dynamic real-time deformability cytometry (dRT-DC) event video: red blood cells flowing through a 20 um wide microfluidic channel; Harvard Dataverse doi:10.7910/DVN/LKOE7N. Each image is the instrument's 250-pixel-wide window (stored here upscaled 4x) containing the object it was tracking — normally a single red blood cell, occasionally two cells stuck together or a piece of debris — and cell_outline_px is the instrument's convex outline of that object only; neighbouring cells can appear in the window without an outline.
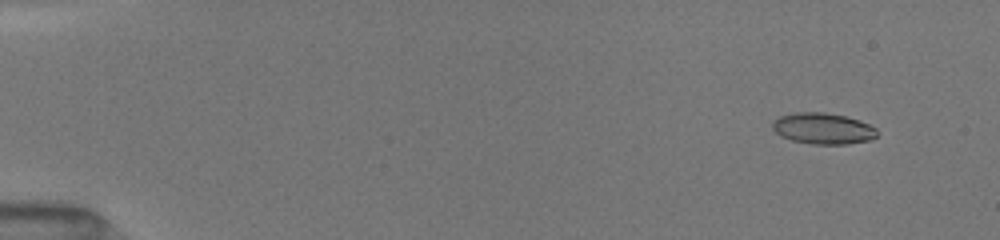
{"species": "common noctule bat (a hibernating species)", "species_latin": "Nyctalus noctula", "temperature_condition": "room temperature", "stored_images_in_passage": 8, "camera_frame_rate_fps": 3000, "um_per_image_px": 0.085, "animal": {"sex": "female", "body_mass_g": 19.5, "forearm_length_mm": 54.1}, "frame": {"image": 1, "passage_image": 2, "time_ms": 1.0, "image_size_px": [1000, 240], "cell_outline_px": [[876, 136], [872, 140], [848, 144], [812, 144], [792, 140], [780, 136], [772, 128], [772, 120], [780, 116], [792, 112], [824, 112], [844, 116], [860, 120], [876, 128]], "centroid_in_image_um": [69.93, 10.92], "position_along_channel_um": 15.1, "area_um2": 19.13}}
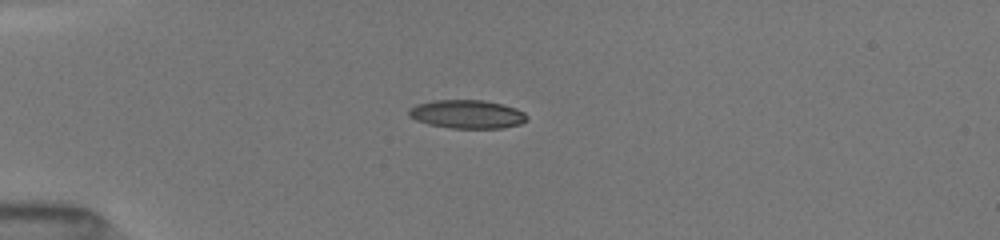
{"frame": {"image": 2, "passage_image": 6, "time_ms": 4.333, "image_size_px": [1000, 240], "cell_outline_px": [[528, 120], [520, 124], [504, 128], [452, 128], [428, 124], [416, 120], [408, 116], [408, 108], [416, 104], [432, 100], [484, 100], [516, 108], [524, 112], [528, 116]], "centroid_in_image_um": [39.69, 9.7], "position_along_channel_um": 45.3, "area_um2": 19.77}}
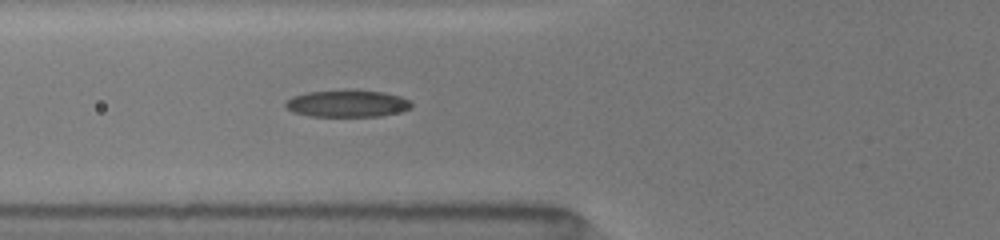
{"frame": {"image": 3, "passage_image": 8, "time_ms": 6.333, "image_size_px": [1000, 240], "cell_outline_px": [[412, 108], [400, 112], [380, 116], [308, 116], [292, 112], [284, 108], [284, 100], [292, 96], [304, 92], [348, 88], [384, 92], [400, 96], [408, 100], [412, 104]], "centroid_in_image_um": [29.45, 8.77], "position_along_channel_um": 96.4, "area_um2": 20.58}}